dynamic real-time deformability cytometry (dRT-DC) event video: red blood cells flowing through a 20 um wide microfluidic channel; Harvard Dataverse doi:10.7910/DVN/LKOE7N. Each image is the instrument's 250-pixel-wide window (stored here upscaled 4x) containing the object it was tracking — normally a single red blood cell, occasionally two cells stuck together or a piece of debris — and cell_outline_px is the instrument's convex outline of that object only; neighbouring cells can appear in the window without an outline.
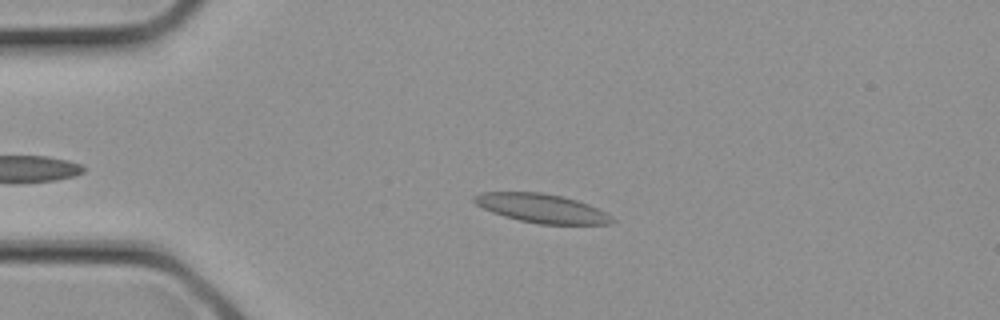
{"species": "common noctule bat (a hibernating species)", "species_latin": "Nyctalus noctula", "temperature_condition": "cold", "stored_images_in_passage": 15, "camera_frame_rate_fps": 3000, "um_per_image_px": 0.085, "animal": {"sex": "female", "body_mass_g": 21.9}, "frame": {"image": 1, "passage_image": 6, "time_ms": 1.667, "image_size_px": [1000, 320], "cell_outline_px": [[616, 220], [612, 224], [540, 224], [520, 220], [504, 216], [492, 212], [476, 204], [472, 200], [472, 196], [480, 192], [544, 192], [564, 196], [588, 204], [612, 216]], "centroid_in_image_um": [46.04, 17.69], "position_along_channel_um": 39.0, "area_um2": 23.24}}
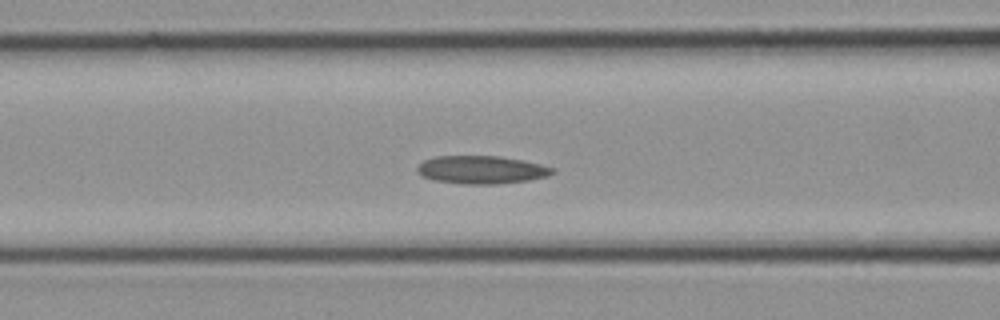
{"frame": {"image": 2, "passage_image": 11, "time_ms": 3.333, "image_size_px": [1000, 320], "cell_outline_px": [[556, 172], [548, 176], [528, 180], [496, 184], [464, 184], [436, 180], [420, 176], [416, 172], [416, 168], [424, 160], [436, 156], [500, 156], [524, 160], [556, 168]], "centroid_in_image_um": [40.94, 14.42], "position_along_channel_um": 125.7, "area_um2": 22.2}}
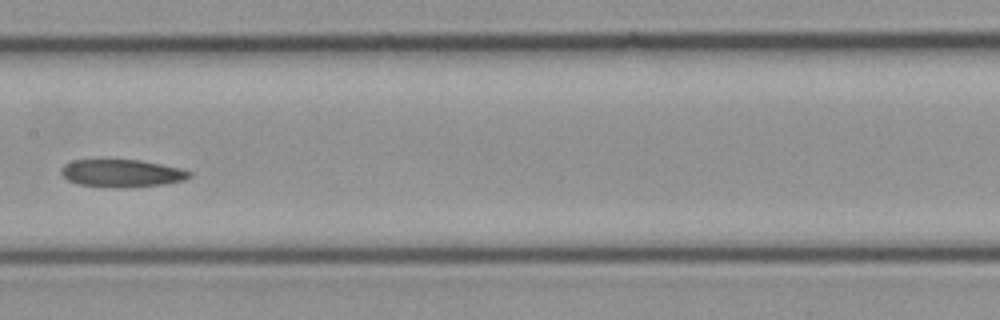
{"frame": {"image": 3, "passage_image": 14, "time_ms": 4.333, "image_size_px": [1000, 320], "cell_outline_px": [[192, 176], [184, 180], [164, 184], [80, 184], [68, 180], [60, 172], [64, 164], [72, 160], [140, 160], [180, 168], [192, 172]], "centroid_in_image_um": [10.38, 14.66], "position_along_channel_um": 197.0, "area_um2": 19.25}}